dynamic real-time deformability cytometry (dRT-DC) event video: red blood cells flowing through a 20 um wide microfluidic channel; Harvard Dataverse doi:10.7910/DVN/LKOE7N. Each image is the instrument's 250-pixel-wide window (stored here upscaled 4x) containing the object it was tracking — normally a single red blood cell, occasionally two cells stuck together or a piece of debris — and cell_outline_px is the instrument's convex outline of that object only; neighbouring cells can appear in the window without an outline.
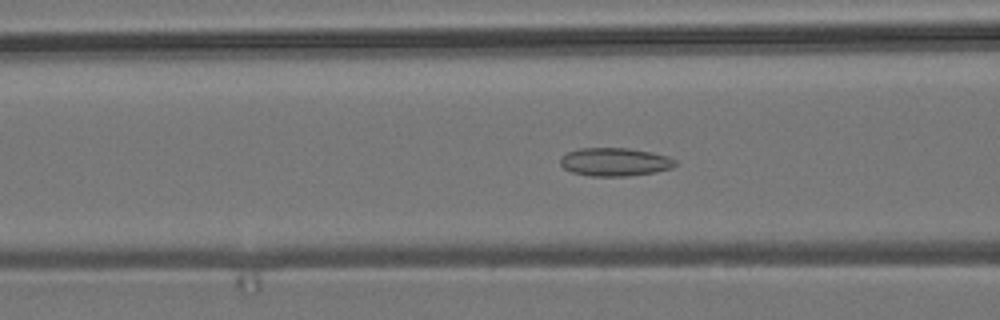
{"species": "common noctule bat (a hibernating species)", "species_latin": "Nyctalus noctula", "temperature_condition": "room temperature", "stored_images_in_passage": 53, "camera_frame_rate_fps": 3000, "um_per_image_px": 0.085, "animal": {"sex": "male", "body_mass_g": 19.2, "forearm_length_mm": 51.8}, "frame": {"image": 1, "passage_image": 19, "time_ms": 6.0, "image_size_px": [1000, 320], "cell_outline_px": [[676, 164], [672, 168], [652, 172], [628, 176], [592, 176], [572, 172], [564, 168], [560, 164], [560, 156], [568, 152], [580, 148], [628, 148], [652, 152], [668, 156], [676, 160]], "centroid_in_image_um": [52.25, 13.75], "position_along_channel_um": 114.4, "area_um2": 18.9}}
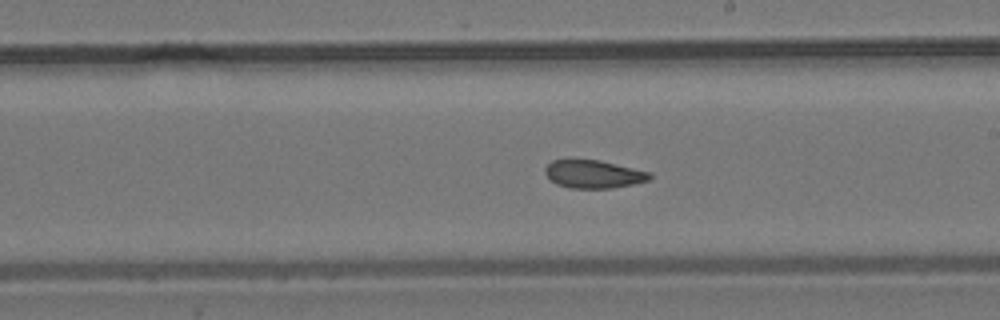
{"frame": {"image": 2, "passage_image": 29, "time_ms": 9.333, "image_size_px": [1000, 320], "cell_outline_px": [[652, 176], [648, 180], [632, 184], [612, 188], [568, 188], [556, 184], [544, 172], [544, 168], [552, 160], [572, 156], [600, 160], [652, 172]], "centroid_in_image_um": [50.4, 14.75], "position_along_channel_um": 238.6, "area_um2": 17.74}}
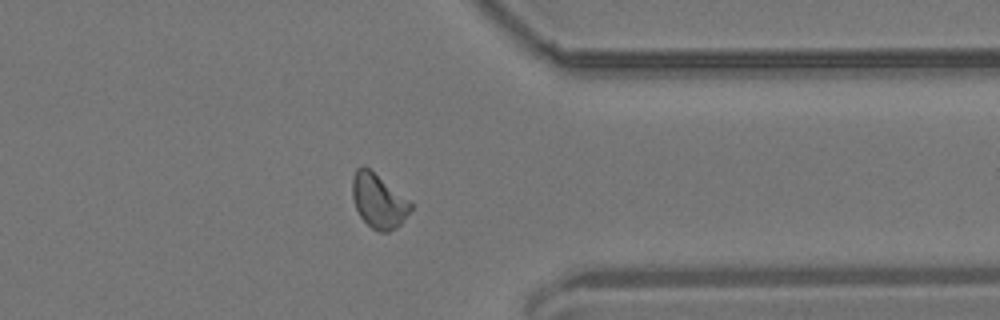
{"frame": {"image": 3, "passage_image": 41, "time_ms": 13.333, "image_size_px": [1000, 320], "cell_outline_px": [[412, 208], [404, 220], [396, 228], [388, 232], [376, 232], [360, 216], [356, 208], [352, 196], [352, 176], [356, 168], [360, 164], [364, 164], [408, 200], [412, 204]], "centroid_in_image_um": [32.14, 17.07], "position_along_channel_um": 379.3, "area_um2": 18.38}, "authors_computed_cell_mechanics": {"area_um2": 18.3226, "velocity_mm_per_s": 3.7233, "shape_relaxation_time_tau1_ms": null, "shape_relaxation_time_tau2_ms": 2.9357, "deformation_change_tau1": null, "deformation_change_tau2": 0.093}}